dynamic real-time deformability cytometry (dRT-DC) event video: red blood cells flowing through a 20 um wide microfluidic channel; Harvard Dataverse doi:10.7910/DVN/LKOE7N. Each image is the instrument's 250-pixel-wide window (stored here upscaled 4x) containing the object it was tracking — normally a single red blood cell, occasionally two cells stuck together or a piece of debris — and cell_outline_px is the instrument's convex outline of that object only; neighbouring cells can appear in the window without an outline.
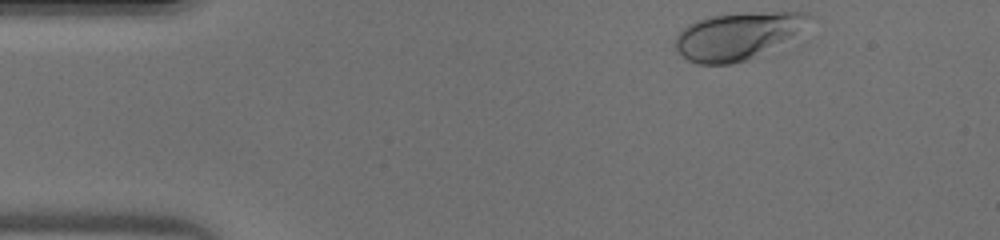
{"species": "human", "species_latin": "Homo sapiens", "temperature_condition": "warm", "stored_images_in_passage": 33, "camera_frame_rate_fps": 3000, "um_per_image_px": 0.085, "donor": {"sex": "male"}, "frame": {"image": 1, "passage_image": 1, "time_ms": 0.0, "image_size_px": [1000, 240], "cell_outline_px": [[816, 16], [796, 36], [748, 60], [732, 64], [696, 64], [688, 60], [672, 44], [676, 36], [688, 24], [696, 20], [708, 16], [744, 12], [808, 12]], "centroid_in_image_um": [62.73, 3.03], "position_along_channel_um": 22.3, "area_um2": 37.22}}
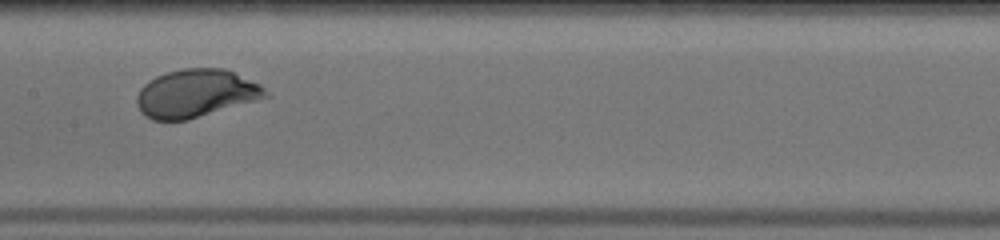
{"frame": {"image": 2, "passage_image": 18, "time_ms": 5.667, "image_size_px": [1000, 240], "cell_outline_px": [[272, 96], [188, 120], [152, 120], [144, 116], [140, 112], [136, 104], [136, 96], [140, 88], [144, 84], [156, 76], [168, 72], [184, 68], [224, 68], [260, 84]], "centroid_in_image_um": [16.64, 7.95], "position_along_channel_um": 190.8, "area_um2": 36.18}}
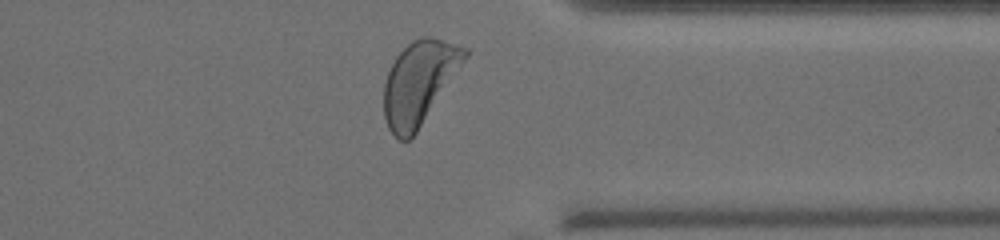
{"frame": {"image": 3, "passage_image": 31, "time_ms": 10.0, "image_size_px": [1000, 240], "cell_outline_px": [[468, 56], [416, 132], [408, 140], [400, 140], [388, 128], [384, 116], [384, 84], [388, 72], [396, 56], [412, 40], [424, 36], [432, 36], [468, 48]], "centroid_in_image_um": [35.62, 6.99], "position_along_channel_um": 375.8, "area_um2": 38.61}}